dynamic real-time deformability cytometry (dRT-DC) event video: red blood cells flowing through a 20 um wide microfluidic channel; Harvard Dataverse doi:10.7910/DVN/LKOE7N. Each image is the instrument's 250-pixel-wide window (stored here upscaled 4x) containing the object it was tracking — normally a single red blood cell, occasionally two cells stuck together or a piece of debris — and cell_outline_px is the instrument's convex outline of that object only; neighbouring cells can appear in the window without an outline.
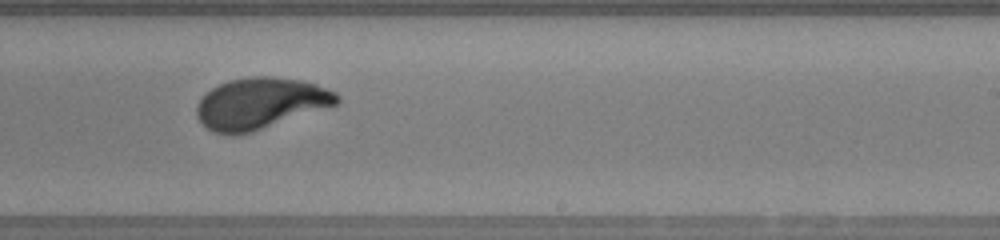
{"species": "human", "species_latin": "Homo sapiens", "temperature_condition": "warm", "stored_images_in_passage": 27, "camera_frame_rate_fps": 3000, "um_per_image_px": 0.085, "donor": {"sex": "female"}, "frame": {"image": 1, "passage_image": 16, "time_ms": 5.0, "image_size_px": [1000, 240], "cell_outline_px": [[340, 100], [336, 104], [252, 132], [212, 132], [196, 116], [196, 104], [212, 88], [220, 84], [232, 80], [252, 76], [268, 76], [300, 80], [316, 84], [336, 92], [340, 96]], "centroid_in_image_um": [22.15, 8.76], "position_along_channel_um": 266.9, "area_um2": 40.86}}
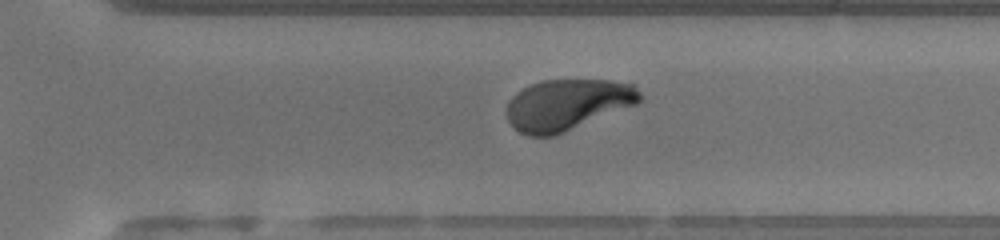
{"frame": {"image": 2, "passage_image": 20, "time_ms": 6.333, "image_size_px": [1000, 240], "cell_outline_px": [[640, 100], [636, 104], [556, 136], [528, 136], [520, 132], [508, 120], [508, 100], [516, 92], [532, 84], [544, 80], [608, 80], [636, 84], [640, 92]], "centroid_in_image_um": [48.24, 8.9], "position_along_channel_um": 322.4, "area_um2": 39.54}}